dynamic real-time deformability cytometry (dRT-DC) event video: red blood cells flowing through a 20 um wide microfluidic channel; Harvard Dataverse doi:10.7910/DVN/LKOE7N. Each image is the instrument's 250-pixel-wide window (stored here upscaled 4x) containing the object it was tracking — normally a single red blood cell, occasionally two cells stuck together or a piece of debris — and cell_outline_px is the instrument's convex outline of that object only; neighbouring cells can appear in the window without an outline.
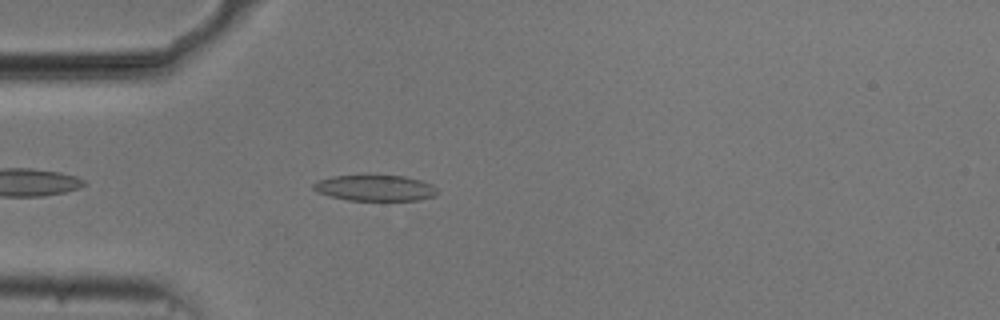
{"species": "common noctule bat (a hibernating species)", "species_latin": "Nyctalus noctula", "temperature_condition": "cold", "stored_images_in_passage": 42, "camera_frame_rate_fps": 3000, "um_per_image_px": 0.085, "animal": {"sex": "male", "body_mass_g": 20.5, "forearm_length_mm": 52.5}, "frame": {"image": 1, "passage_image": 6, "time_ms": 1.667, "image_size_px": [1000, 320], "cell_outline_px": [[436, 196], [416, 200], [348, 200], [316, 192], [312, 188], [312, 184], [320, 180], [332, 176], [404, 176], [420, 180], [432, 184], [436, 188]], "centroid_in_image_um": [31.88, 15.98], "position_along_channel_um": 53.1, "area_um2": 18.44}}
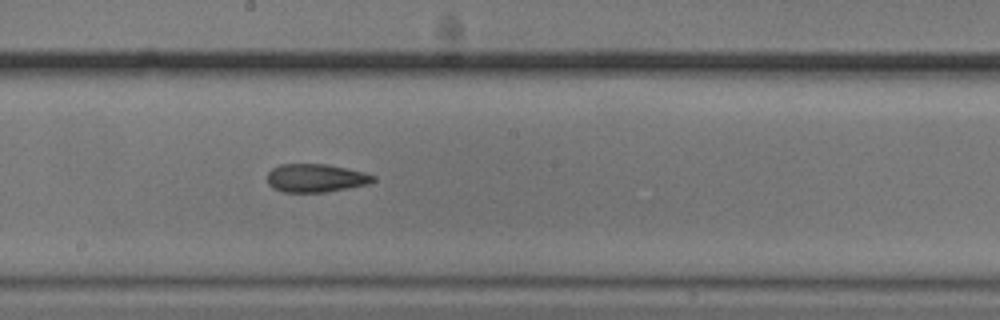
{"frame": {"image": 2, "passage_image": 20, "time_ms": 6.333, "image_size_px": [1000, 320], "cell_outline_px": [[376, 180], [368, 184], [348, 188], [324, 192], [284, 192], [272, 188], [268, 184], [268, 172], [272, 168], [280, 164], [324, 164], [364, 172], [376, 176]], "centroid_in_image_um": [26.83, 15.14], "position_along_channel_um": 221.4, "area_um2": 17.4}}
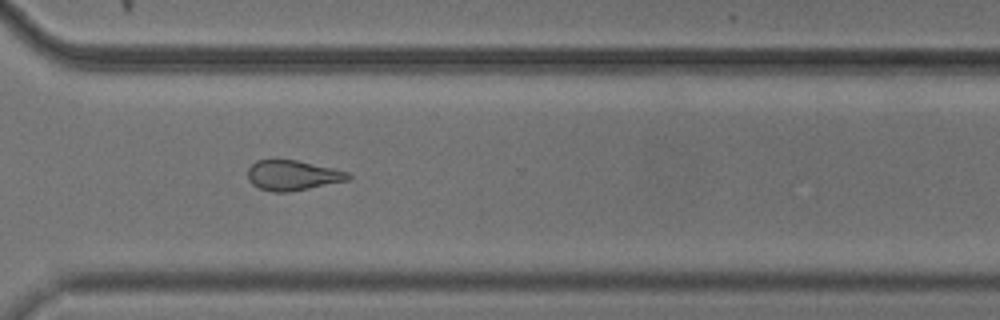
{"frame": {"image": 3, "passage_image": 30, "time_ms": 9.667, "image_size_px": [1000, 320], "cell_outline_px": [[352, 176], [348, 180], [288, 192], [272, 192], [260, 188], [252, 184], [248, 180], [248, 168], [256, 160], [296, 160], [332, 168], [348, 172]], "centroid_in_image_um": [24.85, 14.9], "position_along_channel_um": 345.8, "area_um2": 17.4}, "authors_computed_cell_mechanics": {"area_um2": 17.8602, "velocity_mm_per_s": 3.7443, "shape_relaxation_time_tau1_ms": null, "shape_relaxation_time_tau2_ms": 3.6702, "deformation_change_tau1": null, "deformation_change_tau2": 0.112}}